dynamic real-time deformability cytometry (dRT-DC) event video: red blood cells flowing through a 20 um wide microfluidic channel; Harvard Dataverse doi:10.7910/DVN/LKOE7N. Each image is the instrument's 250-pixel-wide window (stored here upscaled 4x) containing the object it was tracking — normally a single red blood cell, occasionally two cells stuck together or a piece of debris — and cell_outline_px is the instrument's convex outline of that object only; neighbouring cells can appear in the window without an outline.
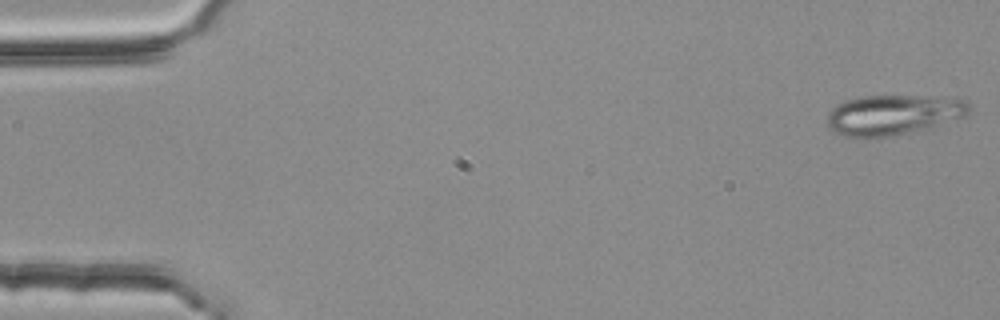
{"species": "common noctule bat (a hibernating species)", "species_latin": "Nyctalus noctula", "temperature_condition": "room temperature", "stored_images_in_passage": 4, "camera_frame_rate_fps": 3000, "um_per_image_px": 0.085, "animal": {"sex": "female", "body_mass_g": 25.1}, "frame": {"image": 1, "passage_image": 1, "time_ms": 0.0, "image_size_px": [1000, 320], "cell_outline_px": [[968, 112], [964, 116], [928, 128], [888, 136], [844, 136], [832, 132], [828, 124], [828, 116], [832, 108], [848, 100], [860, 96], [948, 96], [964, 100], [968, 104]], "centroid_in_image_um": [75.94, 9.74], "position_along_channel_um": 9.1, "area_um2": 32.66}}